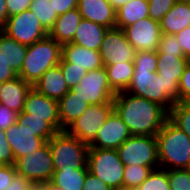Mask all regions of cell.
<instances>
[{
    "instance_id": "cell-1",
    "label": "cell",
    "mask_w": 190,
    "mask_h": 190,
    "mask_svg": "<svg viewBox=\"0 0 190 190\" xmlns=\"http://www.w3.org/2000/svg\"><path fill=\"white\" fill-rule=\"evenodd\" d=\"M113 104L132 135L156 136L168 119L160 104L125 91L116 93Z\"/></svg>"
},
{
    "instance_id": "cell-2",
    "label": "cell",
    "mask_w": 190,
    "mask_h": 190,
    "mask_svg": "<svg viewBox=\"0 0 190 190\" xmlns=\"http://www.w3.org/2000/svg\"><path fill=\"white\" fill-rule=\"evenodd\" d=\"M159 168L186 169L190 161V137L167 119L155 136Z\"/></svg>"
},
{
    "instance_id": "cell-3",
    "label": "cell",
    "mask_w": 190,
    "mask_h": 190,
    "mask_svg": "<svg viewBox=\"0 0 190 190\" xmlns=\"http://www.w3.org/2000/svg\"><path fill=\"white\" fill-rule=\"evenodd\" d=\"M62 59V44L49 35L28 45L27 54L18 76L34 85L50 68L59 65Z\"/></svg>"
},
{
    "instance_id": "cell-4",
    "label": "cell",
    "mask_w": 190,
    "mask_h": 190,
    "mask_svg": "<svg viewBox=\"0 0 190 190\" xmlns=\"http://www.w3.org/2000/svg\"><path fill=\"white\" fill-rule=\"evenodd\" d=\"M55 171L75 168H88L89 145L71 136L65 130L57 132L48 141Z\"/></svg>"
},
{
    "instance_id": "cell-5",
    "label": "cell",
    "mask_w": 190,
    "mask_h": 190,
    "mask_svg": "<svg viewBox=\"0 0 190 190\" xmlns=\"http://www.w3.org/2000/svg\"><path fill=\"white\" fill-rule=\"evenodd\" d=\"M88 171L101 179L110 188L123 185L125 166L117 150L89 148L87 156Z\"/></svg>"
},
{
    "instance_id": "cell-6",
    "label": "cell",
    "mask_w": 190,
    "mask_h": 190,
    "mask_svg": "<svg viewBox=\"0 0 190 190\" xmlns=\"http://www.w3.org/2000/svg\"><path fill=\"white\" fill-rule=\"evenodd\" d=\"M125 92L156 102L169 111L176 101L165 91V81L152 69L134 68Z\"/></svg>"
},
{
    "instance_id": "cell-7",
    "label": "cell",
    "mask_w": 190,
    "mask_h": 190,
    "mask_svg": "<svg viewBox=\"0 0 190 190\" xmlns=\"http://www.w3.org/2000/svg\"><path fill=\"white\" fill-rule=\"evenodd\" d=\"M120 160L127 165L159 168L157 139L155 136L132 135L118 149Z\"/></svg>"
},
{
    "instance_id": "cell-8",
    "label": "cell",
    "mask_w": 190,
    "mask_h": 190,
    "mask_svg": "<svg viewBox=\"0 0 190 190\" xmlns=\"http://www.w3.org/2000/svg\"><path fill=\"white\" fill-rule=\"evenodd\" d=\"M17 174L29 179L34 184L51 181L54 174V164L48 141L34 152H29L15 161Z\"/></svg>"
},
{
    "instance_id": "cell-9",
    "label": "cell",
    "mask_w": 190,
    "mask_h": 190,
    "mask_svg": "<svg viewBox=\"0 0 190 190\" xmlns=\"http://www.w3.org/2000/svg\"><path fill=\"white\" fill-rule=\"evenodd\" d=\"M113 110V103L92 104L65 131L90 145Z\"/></svg>"
},
{
    "instance_id": "cell-10",
    "label": "cell",
    "mask_w": 190,
    "mask_h": 190,
    "mask_svg": "<svg viewBox=\"0 0 190 190\" xmlns=\"http://www.w3.org/2000/svg\"><path fill=\"white\" fill-rule=\"evenodd\" d=\"M2 32L27 46L48 36V32L30 10L9 16Z\"/></svg>"
},
{
    "instance_id": "cell-11",
    "label": "cell",
    "mask_w": 190,
    "mask_h": 190,
    "mask_svg": "<svg viewBox=\"0 0 190 190\" xmlns=\"http://www.w3.org/2000/svg\"><path fill=\"white\" fill-rule=\"evenodd\" d=\"M72 91L82 96L91 105L113 103L116 95L109 86L107 72L104 67L87 71V74L82 77Z\"/></svg>"
},
{
    "instance_id": "cell-12",
    "label": "cell",
    "mask_w": 190,
    "mask_h": 190,
    "mask_svg": "<svg viewBox=\"0 0 190 190\" xmlns=\"http://www.w3.org/2000/svg\"><path fill=\"white\" fill-rule=\"evenodd\" d=\"M28 46L0 31V84L15 79L21 70Z\"/></svg>"
},
{
    "instance_id": "cell-13",
    "label": "cell",
    "mask_w": 190,
    "mask_h": 190,
    "mask_svg": "<svg viewBox=\"0 0 190 190\" xmlns=\"http://www.w3.org/2000/svg\"><path fill=\"white\" fill-rule=\"evenodd\" d=\"M104 65L120 62H134L135 50L128 42L120 28L108 29L103 37L99 50Z\"/></svg>"
},
{
    "instance_id": "cell-14",
    "label": "cell",
    "mask_w": 190,
    "mask_h": 190,
    "mask_svg": "<svg viewBox=\"0 0 190 190\" xmlns=\"http://www.w3.org/2000/svg\"><path fill=\"white\" fill-rule=\"evenodd\" d=\"M122 30L135 51H158L162 35L159 21L147 17Z\"/></svg>"
},
{
    "instance_id": "cell-15",
    "label": "cell",
    "mask_w": 190,
    "mask_h": 190,
    "mask_svg": "<svg viewBox=\"0 0 190 190\" xmlns=\"http://www.w3.org/2000/svg\"><path fill=\"white\" fill-rule=\"evenodd\" d=\"M132 134L118 113L113 110L98 130L89 148L117 150Z\"/></svg>"
},
{
    "instance_id": "cell-16",
    "label": "cell",
    "mask_w": 190,
    "mask_h": 190,
    "mask_svg": "<svg viewBox=\"0 0 190 190\" xmlns=\"http://www.w3.org/2000/svg\"><path fill=\"white\" fill-rule=\"evenodd\" d=\"M190 61L184 56L157 54V73L165 81V91L178 102V86L185 67Z\"/></svg>"
},
{
    "instance_id": "cell-17",
    "label": "cell",
    "mask_w": 190,
    "mask_h": 190,
    "mask_svg": "<svg viewBox=\"0 0 190 190\" xmlns=\"http://www.w3.org/2000/svg\"><path fill=\"white\" fill-rule=\"evenodd\" d=\"M23 112L30 117L45 118L58 132L61 131L58 101L31 88L26 96Z\"/></svg>"
},
{
    "instance_id": "cell-18",
    "label": "cell",
    "mask_w": 190,
    "mask_h": 190,
    "mask_svg": "<svg viewBox=\"0 0 190 190\" xmlns=\"http://www.w3.org/2000/svg\"><path fill=\"white\" fill-rule=\"evenodd\" d=\"M77 9L82 19L90 20L108 29L116 24V10L108 0H78Z\"/></svg>"
},
{
    "instance_id": "cell-19",
    "label": "cell",
    "mask_w": 190,
    "mask_h": 190,
    "mask_svg": "<svg viewBox=\"0 0 190 190\" xmlns=\"http://www.w3.org/2000/svg\"><path fill=\"white\" fill-rule=\"evenodd\" d=\"M6 139L12 148L15 161L41 148L46 141L35 136V133L20 127L17 123L10 126L6 131Z\"/></svg>"
},
{
    "instance_id": "cell-20",
    "label": "cell",
    "mask_w": 190,
    "mask_h": 190,
    "mask_svg": "<svg viewBox=\"0 0 190 190\" xmlns=\"http://www.w3.org/2000/svg\"><path fill=\"white\" fill-rule=\"evenodd\" d=\"M62 59L87 71L104 67L99 51L86 49L74 43L62 44Z\"/></svg>"
},
{
    "instance_id": "cell-21",
    "label": "cell",
    "mask_w": 190,
    "mask_h": 190,
    "mask_svg": "<svg viewBox=\"0 0 190 190\" xmlns=\"http://www.w3.org/2000/svg\"><path fill=\"white\" fill-rule=\"evenodd\" d=\"M33 86L21 77L0 84V103L18 114L23 111L26 96Z\"/></svg>"
},
{
    "instance_id": "cell-22",
    "label": "cell",
    "mask_w": 190,
    "mask_h": 190,
    "mask_svg": "<svg viewBox=\"0 0 190 190\" xmlns=\"http://www.w3.org/2000/svg\"><path fill=\"white\" fill-rule=\"evenodd\" d=\"M33 88L56 101H59L70 90L59 65L43 73Z\"/></svg>"
},
{
    "instance_id": "cell-23",
    "label": "cell",
    "mask_w": 190,
    "mask_h": 190,
    "mask_svg": "<svg viewBox=\"0 0 190 190\" xmlns=\"http://www.w3.org/2000/svg\"><path fill=\"white\" fill-rule=\"evenodd\" d=\"M162 34L180 32L190 26V2L188 0H177L169 12L159 21Z\"/></svg>"
},
{
    "instance_id": "cell-24",
    "label": "cell",
    "mask_w": 190,
    "mask_h": 190,
    "mask_svg": "<svg viewBox=\"0 0 190 190\" xmlns=\"http://www.w3.org/2000/svg\"><path fill=\"white\" fill-rule=\"evenodd\" d=\"M90 105L82 96L69 90L58 101L61 131L66 130Z\"/></svg>"
},
{
    "instance_id": "cell-25",
    "label": "cell",
    "mask_w": 190,
    "mask_h": 190,
    "mask_svg": "<svg viewBox=\"0 0 190 190\" xmlns=\"http://www.w3.org/2000/svg\"><path fill=\"white\" fill-rule=\"evenodd\" d=\"M107 30L108 28L100 24L82 19L70 43L85 47L86 49L99 51Z\"/></svg>"
},
{
    "instance_id": "cell-26",
    "label": "cell",
    "mask_w": 190,
    "mask_h": 190,
    "mask_svg": "<svg viewBox=\"0 0 190 190\" xmlns=\"http://www.w3.org/2000/svg\"><path fill=\"white\" fill-rule=\"evenodd\" d=\"M81 20L82 16L77 8L69 10L58 16L48 35L60 44L70 43Z\"/></svg>"
},
{
    "instance_id": "cell-27",
    "label": "cell",
    "mask_w": 190,
    "mask_h": 190,
    "mask_svg": "<svg viewBox=\"0 0 190 190\" xmlns=\"http://www.w3.org/2000/svg\"><path fill=\"white\" fill-rule=\"evenodd\" d=\"M116 12L115 27L123 29L141 19L149 17V3L148 0H129Z\"/></svg>"
},
{
    "instance_id": "cell-28",
    "label": "cell",
    "mask_w": 190,
    "mask_h": 190,
    "mask_svg": "<svg viewBox=\"0 0 190 190\" xmlns=\"http://www.w3.org/2000/svg\"><path fill=\"white\" fill-rule=\"evenodd\" d=\"M111 89L117 93L125 91L134 73V62H120L104 65Z\"/></svg>"
},
{
    "instance_id": "cell-29",
    "label": "cell",
    "mask_w": 190,
    "mask_h": 190,
    "mask_svg": "<svg viewBox=\"0 0 190 190\" xmlns=\"http://www.w3.org/2000/svg\"><path fill=\"white\" fill-rule=\"evenodd\" d=\"M88 168H75L54 171L51 182L64 190H82Z\"/></svg>"
},
{
    "instance_id": "cell-30",
    "label": "cell",
    "mask_w": 190,
    "mask_h": 190,
    "mask_svg": "<svg viewBox=\"0 0 190 190\" xmlns=\"http://www.w3.org/2000/svg\"><path fill=\"white\" fill-rule=\"evenodd\" d=\"M20 127L35 133V136L50 140L58 131L45 118L30 117V114L23 111L18 114L17 122Z\"/></svg>"
},
{
    "instance_id": "cell-31",
    "label": "cell",
    "mask_w": 190,
    "mask_h": 190,
    "mask_svg": "<svg viewBox=\"0 0 190 190\" xmlns=\"http://www.w3.org/2000/svg\"><path fill=\"white\" fill-rule=\"evenodd\" d=\"M49 33L58 18L50 0H33L29 9Z\"/></svg>"
},
{
    "instance_id": "cell-32",
    "label": "cell",
    "mask_w": 190,
    "mask_h": 190,
    "mask_svg": "<svg viewBox=\"0 0 190 190\" xmlns=\"http://www.w3.org/2000/svg\"><path fill=\"white\" fill-rule=\"evenodd\" d=\"M151 172L152 169L148 166L127 165L124 170L123 185L137 188L146 180Z\"/></svg>"
},
{
    "instance_id": "cell-33",
    "label": "cell",
    "mask_w": 190,
    "mask_h": 190,
    "mask_svg": "<svg viewBox=\"0 0 190 190\" xmlns=\"http://www.w3.org/2000/svg\"><path fill=\"white\" fill-rule=\"evenodd\" d=\"M168 119L190 137V109L176 102L168 111Z\"/></svg>"
},
{
    "instance_id": "cell-34",
    "label": "cell",
    "mask_w": 190,
    "mask_h": 190,
    "mask_svg": "<svg viewBox=\"0 0 190 190\" xmlns=\"http://www.w3.org/2000/svg\"><path fill=\"white\" fill-rule=\"evenodd\" d=\"M137 190H171L168 181V170L155 169L146 180L136 188Z\"/></svg>"
},
{
    "instance_id": "cell-35",
    "label": "cell",
    "mask_w": 190,
    "mask_h": 190,
    "mask_svg": "<svg viewBox=\"0 0 190 190\" xmlns=\"http://www.w3.org/2000/svg\"><path fill=\"white\" fill-rule=\"evenodd\" d=\"M59 66L70 90L76 87L82 77L87 74V70L84 67L78 68L72 63L65 62L63 59H61Z\"/></svg>"
},
{
    "instance_id": "cell-36",
    "label": "cell",
    "mask_w": 190,
    "mask_h": 190,
    "mask_svg": "<svg viewBox=\"0 0 190 190\" xmlns=\"http://www.w3.org/2000/svg\"><path fill=\"white\" fill-rule=\"evenodd\" d=\"M168 181L171 190H190V172L186 169L168 170Z\"/></svg>"
},
{
    "instance_id": "cell-37",
    "label": "cell",
    "mask_w": 190,
    "mask_h": 190,
    "mask_svg": "<svg viewBox=\"0 0 190 190\" xmlns=\"http://www.w3.org/2000/svg\"><path fill=\"white\" fill-rule=\"evenodd\" d=\"M157 54H174V56H184L180 43L176 36L172 34L161 35Z\"/></svg>"
},
{
    "instance_id": "cell-38",
    "label": "cell",
    "mask_w": 190,
    "mask_h": 190,
    "mask_svg": "<svg viewBox=\"0 0 190 190\" xmlns=\"http://www.w3.org/2000/svg\"><path fill=\"white\" fill-rule=\"evenodd\" d=\"M134 68L152 69L157 71V51H136Z\"/></svg>"
},
{
    "instance_id": "cell-39",
    "label": "cell",
    "mask_w": 190,
    "mask_h": 190,
    "mask_svg": "<svg viewBox=\"0 0 190 190\" xmlns=\"http://www.w3.org/2000/svg\"><path fill=\"white\" fill-rule=\"evenodd\" d=\"M177 0H148L149 17L153 20L160 21L165 16Z\"/></svg>"
},
{
    "instance_id": "cell-40",
    "label": "cell",
    "mask_w": 190,
    "mask_h": 190,
    "mask_svg": "<svg viewBox=\"0 0 190 190\" xmlns=\"http://www.w3.org/2000/svg\"><path fill=\"white\" fill-rule=\"evenodd\" d=\"M0 164L2 165L15 164V158L12 148L10 147V144L6 139V132L1 129H0Z\"/></svg>"
},
{
    "instance_id": "cell-41",
    "label": "cell",
    "mask_w": 190,
    "mask_h": 190,
    "mask_svg": "<svg viewBox=\"0 0 190 190\" xmlns=\"http://www.w3.org/2000/svg\"><path fill=\"white\" fill-rule=\"evenodd\" d=\"M190 97V62L185 67L178 86V102Z\"/></svg>"
},
{
    "instance_id": "cell-42",
    "label": "cell",
    "mask_w": 190,
    "mask_h": 190,
    "mask_svg": "<svg viewBox=\"0 0 190 190\" xmlns=\"http://www.w3.org/2000/svg\"><path fill=\"white\" fill-rule=\"evenodd\" d=\"M18 113L0 103V129L6 131L17 122Z\"/></svg>"
},
{
    "instance_id": "cell-43",
    "label": "cell",
    "mask_w": 190,
    "mask_h": 190,
    "mask_svg": "<svg viewBox=\"0 0 190 190\" xmlns=\"http://www.w3.org/2000/svg\"><path fill=\"white\" fill-rule=\"evenodd\" d=\"M16 174L14 165L0 164V190H6Z\"/></svg>"
},
{
    "instance_id": "cell-44",
    "label": "cell",
    "mask_w": 190,
    "mask_h": 190,
    "mask_svg": "<svg viewBox=\"0 0 190 190\" xmlns=\"http://www.w3.org/2000/svg\"><path fill=\"white\" fill-rule=\"evenodd\" d=\"M82 190H112L101 179L88 172L86 174Z\"/></svg>"
},
{
    "instance_id": "cell-45",
    "label": "cell",
    "mask_w": 190,
    "mask_h": 190,
    "mask_svg": "<svg viewBox=\"0 0 190 190\" xmlns=\"http://www.w3.org/2000/svg\"><path fill=\"white\" fill-rule=\"evenodd\" d=\"M33 0H6L8 17L30 9Z\"/></svg>"
},
{
    "instance_id": "cell-46",
    "label": "cell",
    "mask_w": 190,
    "mask_h": 190,
    "mask_svg": "<svg viewBox=\"0 0 190 190\" xmlns=\"http://www.w3.org/2000/svg\"><path fill=\"white\" fill-rule=\"evenodd\" d=\"M175 36L180 43L184 57L190 61V26L176 33Z\"/></svg>"
},
{
    "instance_id": "cell-47",
    "label": "cell",
    "mask_w": 190,
    "mask_h": 190,
    "mask_svg": "<svg viewBox=\"0 0 190 190\" xmlns=\"http://www.w3.org/2000/svg\"><path fill=\"white\" fill-rule=\"evenodd\" d=\"M54 11L58 16L63 15L69 10L75 9L78 6V0H50Z\"/></svg>"
},
{
    "instance_id": "cell-48",
    "label": "cell",
    "mask_w": 190,
    "mask_h": 190,
    "mask_svg": "<svg viewBox=\"0 0 190 190\" xmlns=\"http://www.w3.org/2000/svg\"><path fill=\"white\" fill-rule=\"evenodd\" d=\"M34 185L29 179L16 174L6 190H31Z\"/></svg>"
},
{
    "instance_id": "cell-49",
    "label": "cell",
    "mask_w": 190,
    "mask_h": 190,
    "mask_svg": "<svg viewBox=\"0 0 190 190\" xmlns=\"http://www.w3.org/2000/svg\"><path fill=\"white\" fill-rule=\"evenodd\" d=\"M8 11L6 0H0V31H3L7 22Z\"/></svg>"
},
{
    "instance_id": "cell-50",
    "label": "cell",
    "mask_w": 190,
    "mask_h": 190,
    "mask_svg": "<svg viewBox=\"0 0 190 190\" xmlns=\"http://www.w3.org/2000/svg\"><path fill=\"white\" fill-rule=\"evenodd\" d=\"M42 190H64L61 187L55 185L51 181L38 184Z\"/></svg>"
},
{
    "instance_id": "cell-51",
    "label": "cell",
    "mask_w": 190,
    "mask_h": 190,
    "mask_svg": "<svg viewBox=\"0 0 190 190\" xmlns=\"http://www.w3.org/2000/svg\"><path fill=\"white\" fill-rule=\"evenodd\" d=\"M112 7L117 11L122 5H125L129 0H108Z\"/></svg>"
},
{
    "instance_id": "cell-52",
    "label": "cell",
    "mask_w": 190,
    "mask_h": 190,
    "mask_svg": "<svg viewBox=\"0 0 190 190\" xmlns=\"http://www.w3.org/2000/svg\"><path fill=\"white\" fill-rule=\"evenodd\" d=\"M112 190H137V189H136V188H132V187H128V186L122 185V186H119V187L114 188V189H112Z\"/></svg>"
},
{
    "instance_id": "cell-53",
    "label": "cell",
    "mask_w": 190,
    "mask_h": 190,
    "mask_svg": "<svg viewBox=\"0 0 190 190\" xmlns=\"http://www.w3.org/2000/svg\"><path fill=\"white\" fill-rule=\"evenodd\" d=\"M182 103H183L188 109H190V97H188L187 99H185L184 101H182Z\"/></svg>"
},
{
    "instance_id": "cell-54",
    "label": "cell",
    "mask_w": 190,
    "mask_h": 190,
    "mask_svg": "<svg viewBox=\"0 0 190 190\" xmlns=\"http://www.w3.org/2000/svg\"><path fill=\"white\" fill-rule=\"evenodd\" d=\"M31 190H42V189L39 185L35 184Z\"/></svg>"
},
{
    "instance_id": "cell-55",
    "label": "cell",
    "mask_w": 190,
    "mask_h": 190,
    "mask_svg": "<svg viewBox=\"0 0 190 190\" xmlns=\"http://www.w3.org/2000/svg\"><path fill=\"white\" fill-rule=\"evenodd\" d=\"M186 170L190 172V161H189L188 166L186 167Z\"/></svg>"
}]
</instances>
